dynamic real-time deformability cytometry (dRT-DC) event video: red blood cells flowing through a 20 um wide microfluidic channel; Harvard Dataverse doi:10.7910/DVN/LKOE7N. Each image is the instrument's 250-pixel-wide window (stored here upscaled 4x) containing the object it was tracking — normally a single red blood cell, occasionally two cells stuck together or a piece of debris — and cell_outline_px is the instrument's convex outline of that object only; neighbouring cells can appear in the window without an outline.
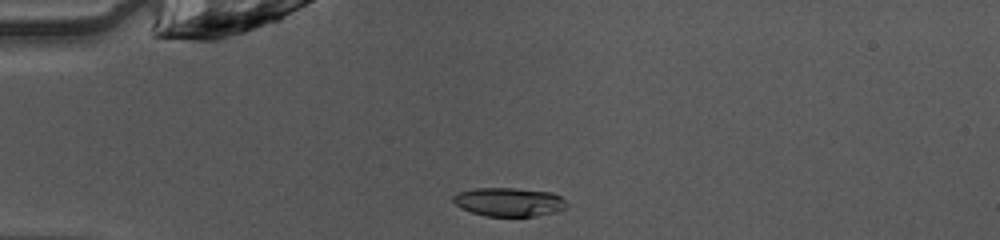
{"species": "common noctule bat (a hibernating species)", "species_latin": "Nyctalus noctula", "temperature_condition": "warm", "stored_images_in_passage": 11, "camera_frame_rate_fps": 3000, "um_per_image_px": 0.085, "animal": {"sex": "female", "body_mass_g": 10.0, "forearm_length_mm": 53.1}, "frame": {"image": 1, "passage_image": 1, "time_ms": 0.0, "image_size_px": [1000, 240], "cell_outline_px": [[568, 204], [564, 208], [556, 212], [536, 216], [484, 216], [460, 208], [452, 200], [452, 196], [460, 192], [472, 188], [516, 188], [552, 192], [560, 196]], "centroid_in_image_um": [43.26, 17.16], "position_along_channel_um": 41.7, "area_um2": 19.07}}
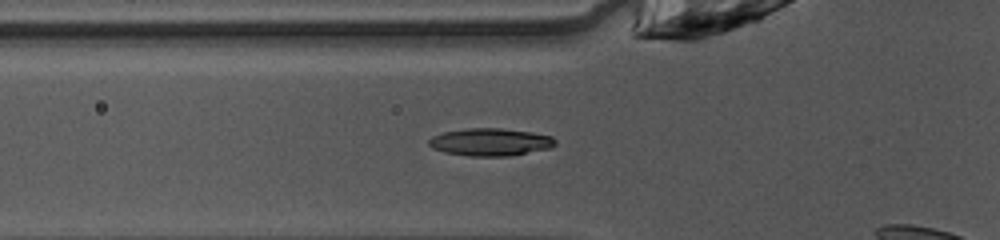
{"frame": {"image": 2, "passage_image": 6, "time_ms": 1.667, "image_size_px": [1000, 240], "cell_outline_px": [[556, 144], [552, 148], [508, 156], [468, 156], [444, 152], [432, 148], [428, 144], [428, 140], [432, 136], [444, 132], [468, 128], [500, 128], [532, 132], [552, 136], [556, 140]], "centroid_in_image_um": [41.69, 12.07], "position_along_channel_um": 84.1, "area_um2": 20.4}}
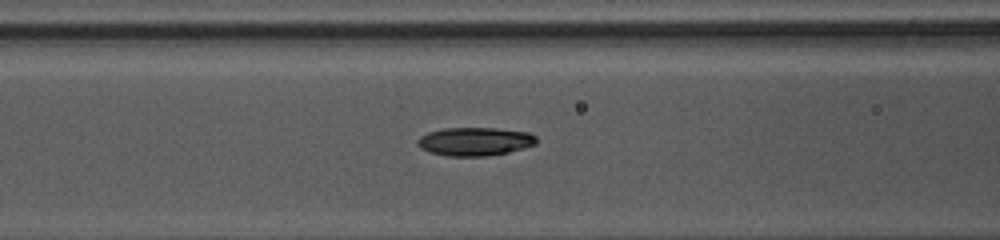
{"frame": {"image": 3, "passage_image": 9, "time_ms": 2.667, "image_size_px": [1000, 240], "cell_outline_px": [[536, 144], [524, 148], [508, 152], [488, 156], [448, 156], [428, 152], [420, 148], [416, 144], [416, 140], [420, 136], [428, 132], [444, 128], [496, 128], [528, 132], [536, 136]], "centroid_in_image_um": [40.33, 12.03], "position_along_channel_um": 126.3, "area_um2": 19.83}}